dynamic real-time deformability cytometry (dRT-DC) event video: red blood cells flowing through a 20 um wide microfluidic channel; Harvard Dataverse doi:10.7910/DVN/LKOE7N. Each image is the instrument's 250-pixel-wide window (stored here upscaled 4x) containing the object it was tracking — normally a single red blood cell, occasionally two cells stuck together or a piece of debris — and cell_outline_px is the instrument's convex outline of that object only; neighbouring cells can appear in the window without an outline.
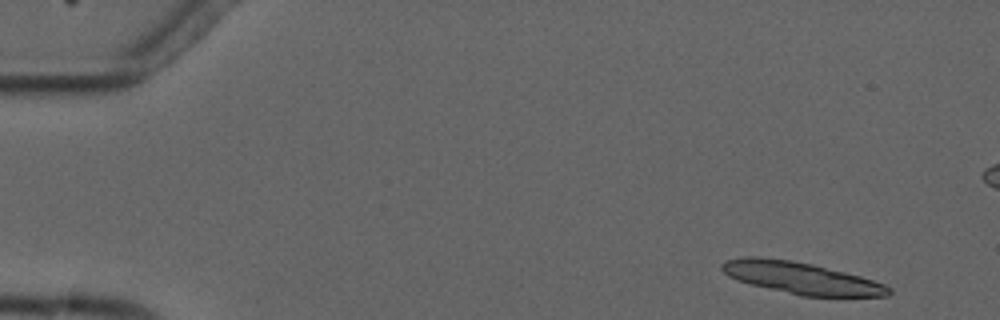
{"species": "common noctule bat (a hibernating species)", "species_latin": "Nyctalus noctula", "temperature_condition": "cold", "stored_images_in_passage": 7, "segment_of_instrument_passage": [1, 2], "camera_frame_rate_fps": 3000, "um_per_image_px": 0.085, "animal": {"sex": "male", "forearm_length_mm": 52.5}, "frame": {"image": 1, "passage_image": 1, "time_ms": 0.0, "image_size_px": [1000, 320], "cell_outline_px": [[892, 292], [888, 296], [800, 296], [736, 280], [728, 276], [720, 268], [720, 264], [724, 260], [744, 256], [756, 256], [792, 260], [812, 264], [860, 276], [884, 284], [892, 288]], "centroid_in_image_um": [68.06, 23.62], "position_along_channel_um": 16.9, "area_um2": 30.92}}